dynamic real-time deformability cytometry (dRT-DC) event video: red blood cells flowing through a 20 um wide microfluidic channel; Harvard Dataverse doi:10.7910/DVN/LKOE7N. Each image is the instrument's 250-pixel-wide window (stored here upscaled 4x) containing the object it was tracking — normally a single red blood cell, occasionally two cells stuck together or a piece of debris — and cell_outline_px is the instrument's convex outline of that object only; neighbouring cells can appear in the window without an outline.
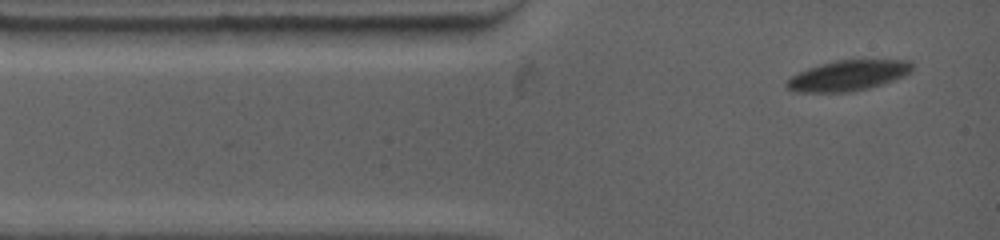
{"species": "common noctule bat (a hibernating species)", "species_latin": "Nyctalus noctula", "temperature_condition": "warm", "stored_images_in_passage": 7, "camera_frame_rate_fps": 4500, "um_per_image_px": 0.085, "animal": {"sex": "female", "body_mass_g": 19.0, "forearm_length_mm": 53.3}, "frame": {"image": 1, "passage_image": 1, "time_ms": 0.0, "image_size_px": [1000, 240], "cell_outline_px": [[912, 72], [904, 76], [868, 88], [848, 92], [796, 92], [784, 88], [784, 84], [792, 76], [808, 68], [836, 60], [908, 60], [912, 64]], "centroid_in_image_um": [72.06, 6.42], "position_along_channel_um": 12.9, "area_um2": 22.08}}
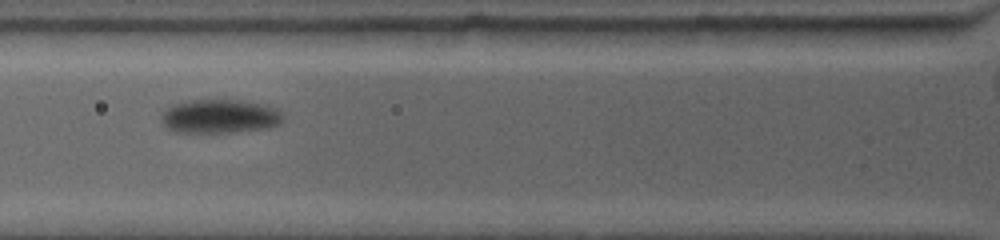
{"frame": {"image": 2, "passage_image": 6, "time_ms": 3.556, "image_size_px": [1000, 240], "cell_outline_px": [[280, 124], [264, 128], [232, 132], [176, 132], [168, 128], [164, 124], [160, 116], [168, 108], [176, 104], [192, 100], [236, 100], [260, 104], [272, 108], [280, 116]], "centroid_in_image_um": [18.6, 9.9], "position_along_channel_um": 107.2, "area_um2": 23.12}}
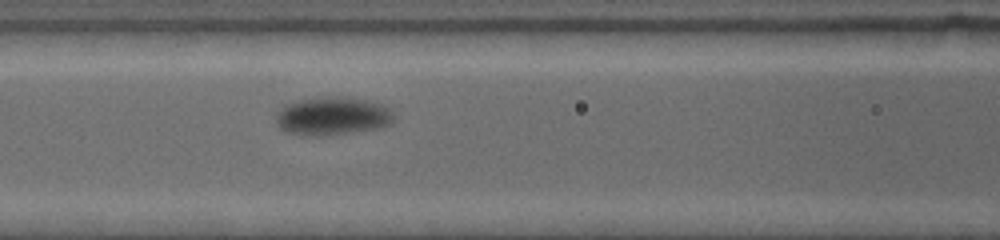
{"frame": {"image": 3, "passage_image": 7, "time_ms": 4.444, "image_size_px": [1000, 240], "cell_outline_px": [[392, 124], [376, 128], [324, 136], [308, 136], [288, 132], [280, 128], [276, 120], [276, 112], [284, 104], [316, 96], [348, 96], [376, 104], [388, 108], [392, 112]], "centroid_in_image_um": [28.18, 9.85], "position_along_channel_um": 138.4, "area_um2": 26.18}}